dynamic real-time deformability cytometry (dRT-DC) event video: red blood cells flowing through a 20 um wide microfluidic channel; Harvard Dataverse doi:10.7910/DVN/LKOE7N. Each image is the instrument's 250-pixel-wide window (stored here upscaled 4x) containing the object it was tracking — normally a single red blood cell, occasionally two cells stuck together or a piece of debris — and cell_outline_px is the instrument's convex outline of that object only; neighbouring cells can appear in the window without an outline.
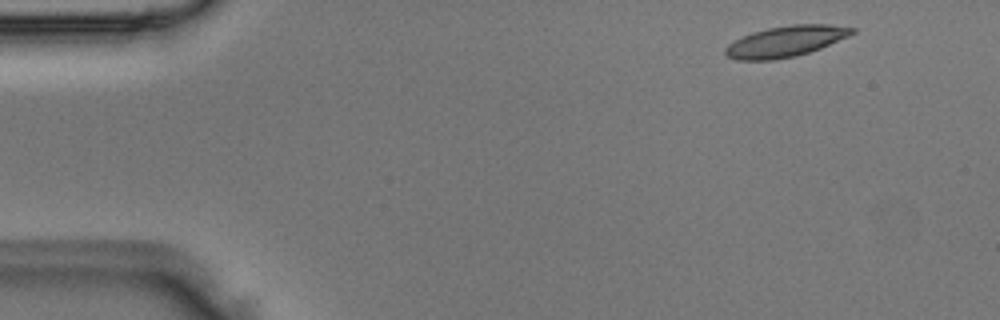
{"species": "Egyptian fruit bat (a non-hibernating species)", "species_latin": "Rousettus aegyptiacus", "temperature_condition": "room temperature", "stored_images_in_passage": 3, "camera_frame_rate_fps": 3000, "um_per_image_px": 0.085, "animal": {"sex": "male"}, "frame": {"image": 1, "passage_image": 1, "time_ms": 0.0, "image_size_px": [1000, 320], "cell_outline_px": [[856, 32], [848, 36], [820, 48], [796, 56], [772, 60], [736, 60], [728, 56], [724, 52], [724, 48], [728, 44], [752, 32], [768, 28], [792, 24], [828, 24], [856, 28]], "centroid_in_image_um": [66.78, 3.51], "position_along_channel_um": 18.2, "area_um2": 22.66}}